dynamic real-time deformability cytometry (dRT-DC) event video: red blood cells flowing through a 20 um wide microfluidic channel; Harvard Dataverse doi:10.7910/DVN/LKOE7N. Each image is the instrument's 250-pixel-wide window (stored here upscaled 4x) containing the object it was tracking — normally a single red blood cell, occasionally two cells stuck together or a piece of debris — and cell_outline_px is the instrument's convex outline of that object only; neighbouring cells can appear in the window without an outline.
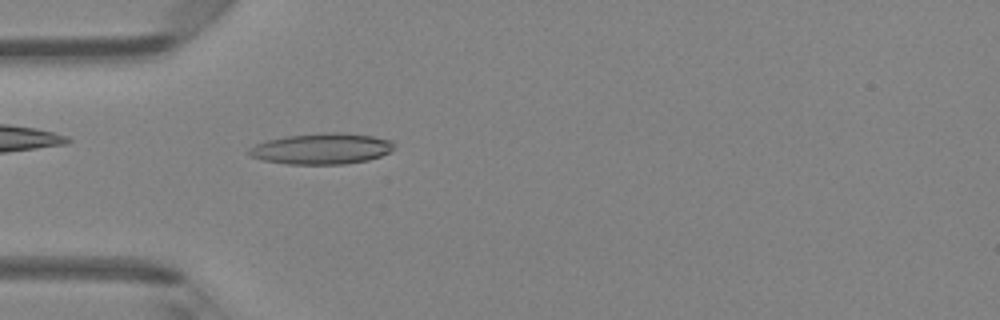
{"species": "Egyptian fruit bat (a non-hibernating species)", "species_latin": "Rousettus aegyptiacus", "temperature_condition": "room temperature", "stored_images_in_passage": 35, "camera_frame_rate_fps": 3000, "um_per_image_px": 0.085, "animal": {"sex": "female"}, "frame": {"image": 1, "passage_image": 2, "time_ms": 0.333, "image_size_px": [1000, 320], "cell_outline_px": [[392, 148], [388, 152], [380, 156], [368, 160], [344, 164], [288, 164], [264, 160], [248, 156], [248, 148], [256, 144], [268, 140], [288, 136], [332, 132], [340, 132], [372, 136], [392, 140]], "centroid_in_image_um": [27.31, 12.64], "position_along_channel_um": 57.7, "area_um2": 25.89}}
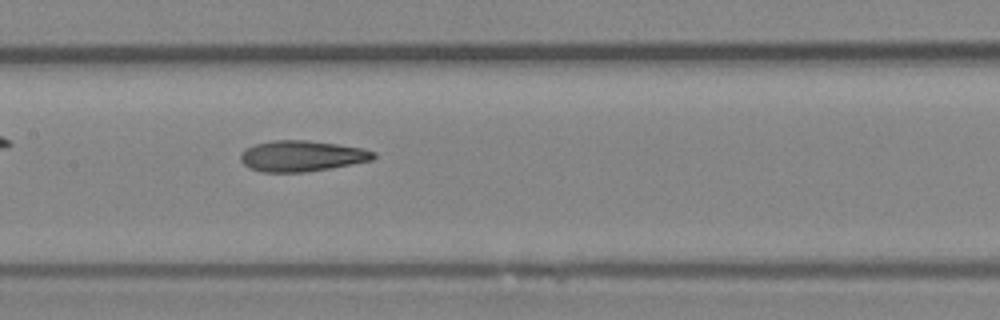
{"frame": {"image": 2, "passage_image": 11, "time_ms": 3.333, "image_size_px": [1000, 320], "cell_outline_px": [[376, 156], [372, 160], [332, 168], [308, 172], [264, 172], [248, 168], [240, 160], [240, 156], [248, 148], [256, 144], [272, 140], [304, 140], [336, 144], [364, 148], [376, 152]], "centroid_in_image_um": [25.68, 13.27], "position_along_channel_um": 181.7, "area_um2": 23.87}}
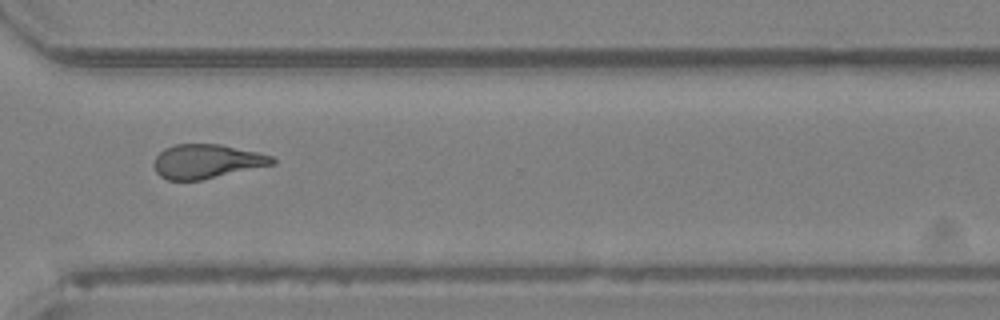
{"frame": {"image": 3, "passage_image": 23, "time_ms": 7.333, "image_size_px": [1000, 320], "cell_outline_px": [[276, 164], [200, 180], [168, 180], [160, 176], [156, 172], [152, 164], [156, 156], [164, 148], [176, 144], [220, 144], [260, 152], [272, 156], [276, 160]], "centroid_in_image_um": [17.58, 13.71], "position_along_channel_um": 353.0, "area_um2": 23.7}, "authors_computed_cell_mechanics": {"area_um2": 23.8136, "velocity_mm_per_s": 4.2794, "shape_relaxation_time_tau1_ms": 4.6987, "shape_relaxation_time_tau2_ms": 2.3509, "deformation_change_tau1": 0.1621, "deformation_change_tau2": 0.1158}}